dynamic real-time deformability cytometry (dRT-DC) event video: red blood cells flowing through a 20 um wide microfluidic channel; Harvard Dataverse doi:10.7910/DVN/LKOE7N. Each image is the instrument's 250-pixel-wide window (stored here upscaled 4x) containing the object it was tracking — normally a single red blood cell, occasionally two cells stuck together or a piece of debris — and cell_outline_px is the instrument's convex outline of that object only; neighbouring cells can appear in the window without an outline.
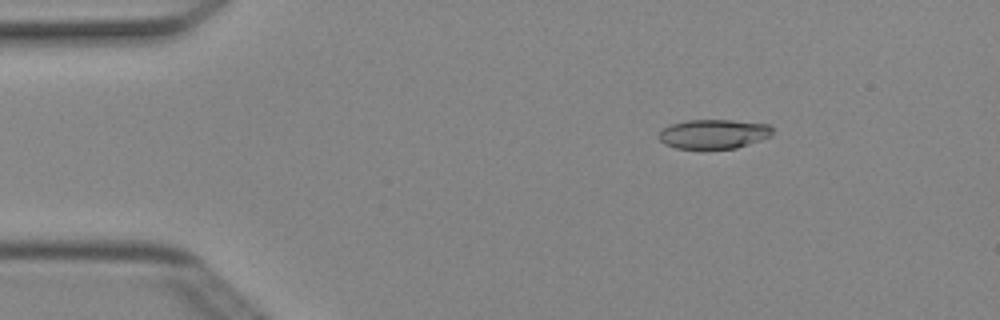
{"species": "Egyptian fruit bat (a non-hibernating species)", "species_latin": "Rousettus aegyptiacus", "temperature_condition": "cold", "stored_images_in_passage": 3, "camera_frame_rate_fps": 3000, "um_per_image_px": 0.085, "animal": {"sex": "female"}, "frame": {"image": 1, "passage_image": 2, "time_ms": 0.333, "image_size_px": [1000, 320], "cell_outline_px": [[772, 136], [736, 148], [676, 148], [664, 144], [660, 140], [660, 132], [668, 124], [688, 120], [732, 120], [768, 124], [772, 128]], "centroid_in_image_um": [60.66, 11.38], "position_along_channel_um": 24.3, "area_um2": 19.31}}